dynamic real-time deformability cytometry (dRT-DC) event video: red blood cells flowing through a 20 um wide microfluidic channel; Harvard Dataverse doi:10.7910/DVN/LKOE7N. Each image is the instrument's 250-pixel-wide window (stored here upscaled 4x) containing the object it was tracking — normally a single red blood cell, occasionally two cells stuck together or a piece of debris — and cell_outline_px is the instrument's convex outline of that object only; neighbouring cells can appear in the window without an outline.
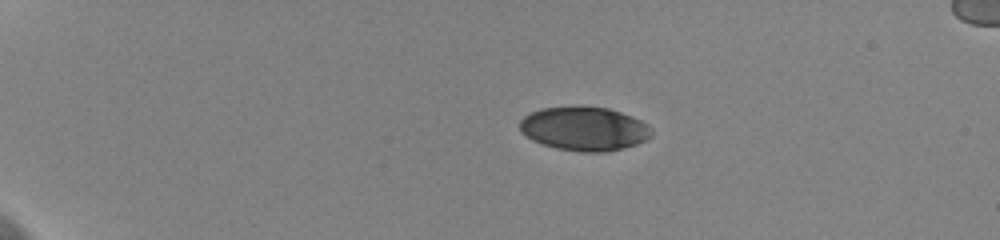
{"species": "human", "species_latin": "Homo sapiens", "temperature_condition": "cold", "stored_images_in_passage": 38, "camera_frame_rate_fps": 3000, "um_per_image_px": 0.085, "donor": {"sex": "female"}, "frame": {"image": 1, "passage_image": 1, "time_ms": 0.0, "image_size_px": [1000, 240], "cell_outline_px": [[652, 136], [648, 140], [636, 144], [608, 152], [580, 152], [556, 148], [532, 140], [520, 132], [520, 120], [524, 116], [540, 108], [608, 108], [632, 116], [648, 124], [652, 132]], "centroid_in_image_um": [49.68, 10.97], "position_along_channel_um": 35.3, "area_um2": 33.35}}